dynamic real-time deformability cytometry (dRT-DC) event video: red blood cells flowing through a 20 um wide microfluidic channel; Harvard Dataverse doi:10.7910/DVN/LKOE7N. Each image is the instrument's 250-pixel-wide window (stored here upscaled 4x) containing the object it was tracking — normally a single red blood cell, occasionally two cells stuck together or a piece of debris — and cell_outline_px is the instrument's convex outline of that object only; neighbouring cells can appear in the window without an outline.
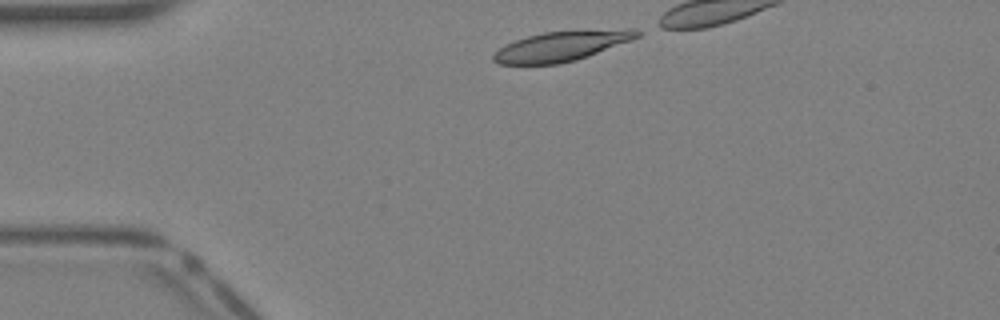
{"species": "Egyptian fruit bat (a non-hibernating species)", "species_latin": "Rousettus aegyptiacus", "temperature_condition": "warm", "stored_images_in_passage": 10, "camera_frame_rate_fps": 3000, "um_per_image_px": 0.085, "animal": {"sex": "female"}, "frame": {"image": 1, "passage_image": 1, "time_ms": 0.0, "image_size_px": [1000, 320], "cell_outline_px": [[640, 36], [632, 40], [576, 60], [560, 64], [500, 64], [492, 60], [492, 56], [504, 44], [528, 36], [544, 32], [628, 28], [632, 28], [640, 32]], "centroid_in_image_um": [47.74, 3.91], "position_along_channel_um": 37.3, "area_um2": 24.97}}
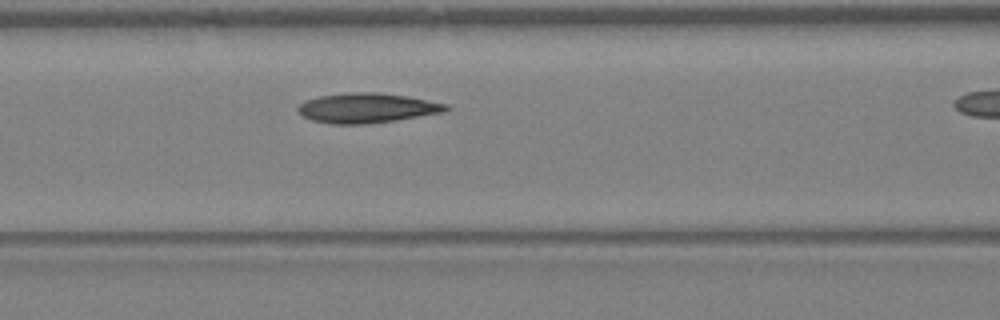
{"frame": {"image": 2, "passage_image": 9, "time_ms": 2.667, "image_size_px": [1000, 320], "cell_outline_px": [[448, 112], [396, 120], [368, 124], [332, 124], [312, 120], [304, 116], [296, 108], [304, 100], [320, 96], [344, 92], [380, 92], [408, 96], [448, 104]], "centroid_in_image_um": [31.22, 9.17], "position_along_channel_um": 135.4, "area_um2": 25.95}}